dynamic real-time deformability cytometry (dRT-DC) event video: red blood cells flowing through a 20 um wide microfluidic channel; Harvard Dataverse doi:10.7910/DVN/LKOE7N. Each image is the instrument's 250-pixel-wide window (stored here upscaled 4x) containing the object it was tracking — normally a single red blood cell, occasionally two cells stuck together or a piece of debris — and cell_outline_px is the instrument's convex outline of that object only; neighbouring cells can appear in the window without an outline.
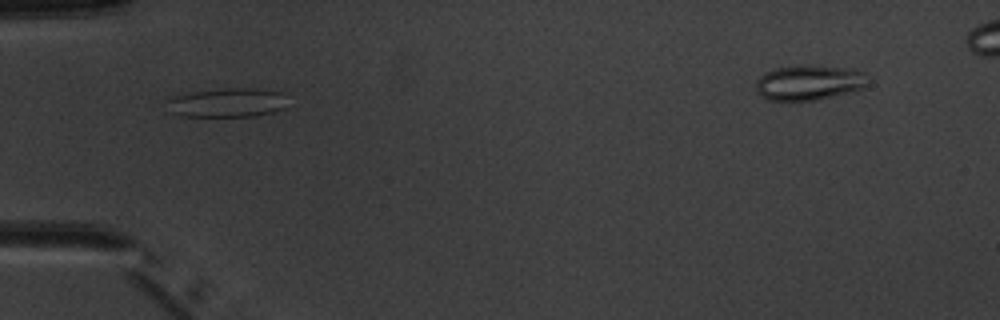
{"species": "common noctule bat (a hibernating species)", "species_latin": "Nyctalus noctula", "temperature_condition": "warm", "stored_images_in_passage": 4, "camera_frame_rate_fps": 3000, "um_per_image_px": 0.085, "animal": {"sex": "male", "body_mass_g": 20.1, "forearm_length_mm": 53.5}, "frame": {"image": 1, "passage_image": 1, "time_ms": 0.0, "image_size_px": [1000, 320], "cell_outline_px": [[284, 108], [272, 112], [256, 116], [180, 116], [168, 112], [164, 100], [176, 96], [192, 92], [220, 88], [256, 88], [280, 92]], "centroid_in_image_um": [19.19, 8.73], "position_along_channel_um": 65.8, "area_um2": 20.4}}
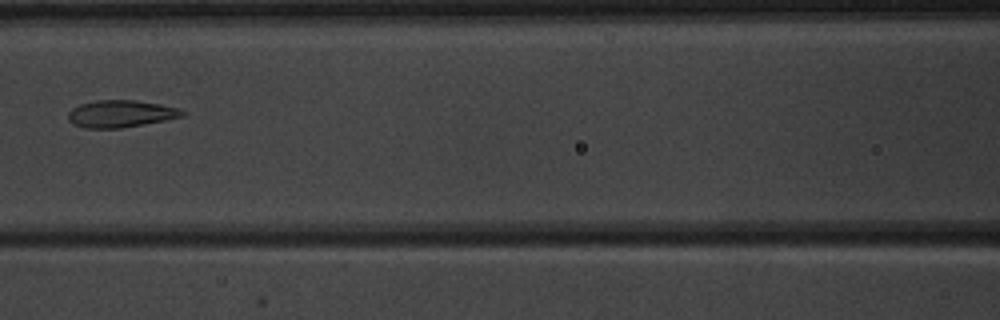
{"frame": {"image": 2, "passage_image": 3, "time_ms": 2.333, "image_size_px": [1000, 320], "cell_outline_px": [[184, 116], [144, 124], [120, 128], [84, 128], [72, 124], [68, 120], [68, 112], [72, 108], [80, 104], [96, 100], [136, 100], [160, 104], [176, 108], [184, 112]], "centroid_in_image_um": [10.2, 9.67], "position_along_channel_um": 156.4, "area_um2": 17.98}}
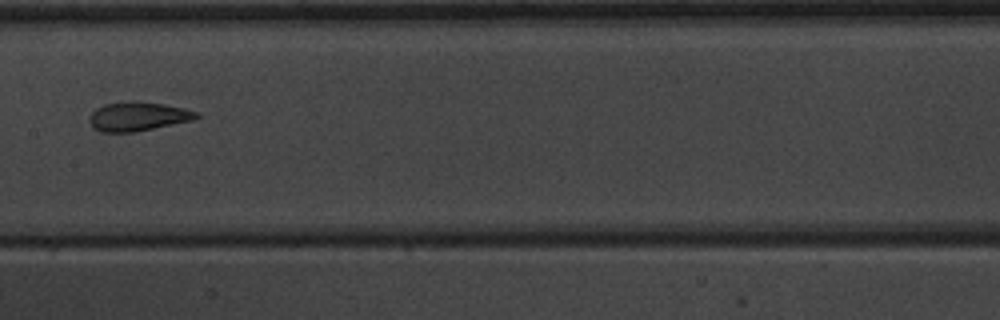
{"frame": {"image": 3, "passage_image": 4, "time_ms": 3.333, "image_size_px": [1000, 320], "cell_outline_px": [[200, 116], [196, 120], [136, 132], [100, 132], [92, 128], [88, 120], [92, 112], [96, 108], [104, 104], [132, 100], [140, 100], [164, 104], [184, 108], [200, 112]], "centroid_in_image_um": [11.75, 9.89], "position_along_channel_um": 195.6, "area_um2": 18.67}}